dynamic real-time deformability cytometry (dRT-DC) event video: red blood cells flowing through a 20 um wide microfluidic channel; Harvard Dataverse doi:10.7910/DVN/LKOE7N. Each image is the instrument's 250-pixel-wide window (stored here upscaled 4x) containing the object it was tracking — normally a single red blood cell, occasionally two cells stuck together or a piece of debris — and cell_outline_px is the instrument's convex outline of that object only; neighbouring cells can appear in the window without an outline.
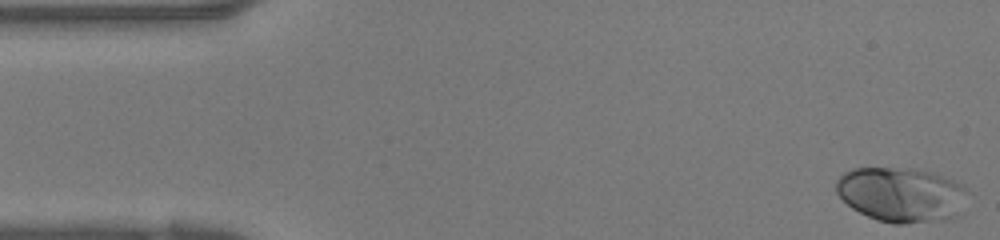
{"species": "human", "species_latin": "Homo sapiens", "temperature_condition": "warm", "stored_images_in_passage": 39, "camera_frame_rate_fps": 3000, "um_per_image_px": 0.085, "donor": {"sex": "female"}, "frame": {"image": 1, "passage_image": 1, "time_ms": 0.0, "image_size_px": [1000, 240], "cell_outline_px": [[964, 188], [960, 216], [944, 220], [904, 224], [896, 224], [880, 220], [868, 216], [852, 208], [836, 192], [836, 180], [844, 172], [852, 168], [908, 168], [928, 172], [940, 176], [960, 184]], "centroid_in_image_um": [76.56, 16.55], "position_along_channel_um": 8.4, "area_um2": 41.33}}
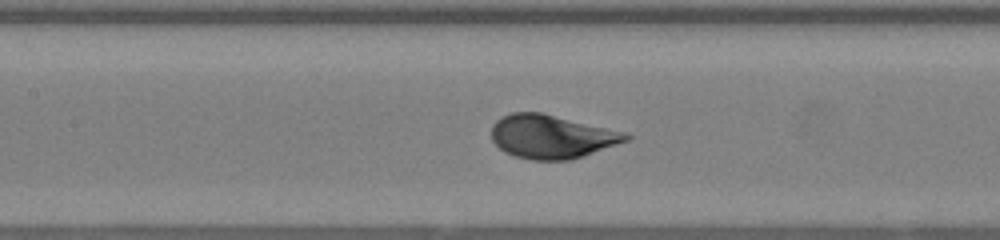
{"frame": {"image": 2, "passage_image": 17, "time_ms": 5.333, "image_size_px": [1000, 240], "cell_outline_px": [[632, 136], [628, 140], [584, 156], [572, 160], [532, 160], [516, 156], [504, 152], [492, 140], [492, 124], [500, 116], [512, 112], [540, 112], [624, 132]], "centroid_in_image_um": [46.85, 11.61], "position_along_channel_um": 160.5, "area_um2": 33.99}}
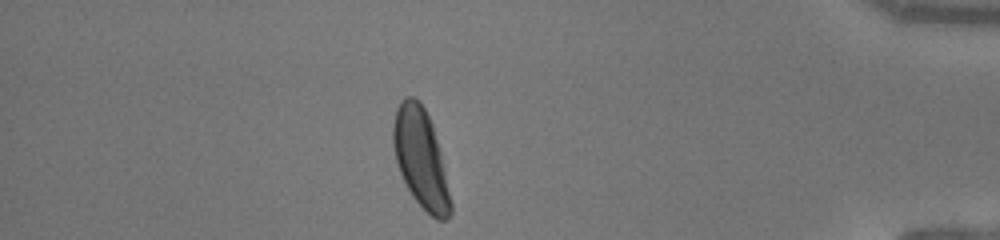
{"frame": {"image": 3, "passage_image": 34, "time_ms": 11.0, "image_size_px": [1000, 240], "cell_outline_px": [[452, 212], [448, 220], [436, 220], [412, 196], [400, 172], [396, 160], [392, 144], [392, 128], [396, 108], [400, 100], [404, 96], [412, 96], [424, 108], [432, 124], [440, 152], [452, 204]], "centroid_in_image_um": [35.75, 13.46], "position_along_channel_um": 399.5, "area_um2": 32.77}}